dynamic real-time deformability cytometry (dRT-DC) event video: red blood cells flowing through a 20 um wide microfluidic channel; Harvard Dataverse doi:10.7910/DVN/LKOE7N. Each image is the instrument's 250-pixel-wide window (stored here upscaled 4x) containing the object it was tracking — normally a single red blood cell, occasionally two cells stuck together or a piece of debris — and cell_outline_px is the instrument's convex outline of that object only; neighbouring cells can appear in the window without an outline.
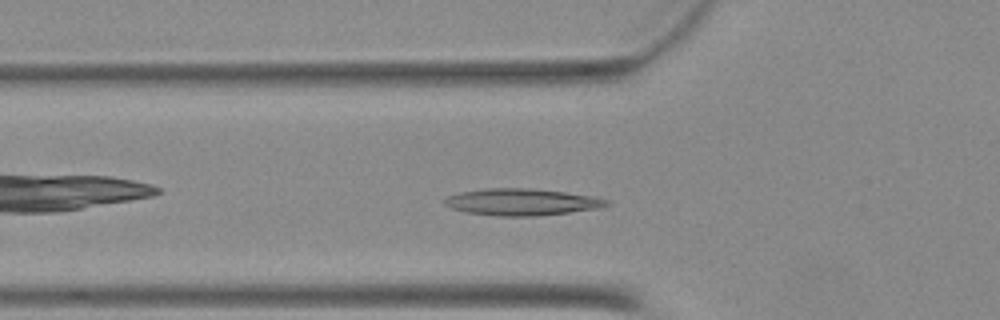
{"species": "Egyptian fruit bat (a non-hibernating species)", "species_latin": "Rousettus aegyptiacus", "temperature_condition": "warm", "stored_images_in_passage": 47, "camera_frame_rate_fps": 3000, "um_per_image_px": 0.085, "animal": {"sex": "female"}, "frame": {"image": 1, "passage_image": 14, "time_ms": 4.333, "image_size_px": [1000, 320], "cell_outline_px": [[608, 204], [600, 208], [536, 216], [496, 216], [468, 212], [452, 208], [444, 204], [444, 200], [448, 196], [460, 192], [488, 188], [532, 188], [564, 192], [592, 196], [608, 200]], "centroid_in_image_um": [44.33, 17.17], "position_along_channel_um": 81.5, "area_um2": 25.03}}
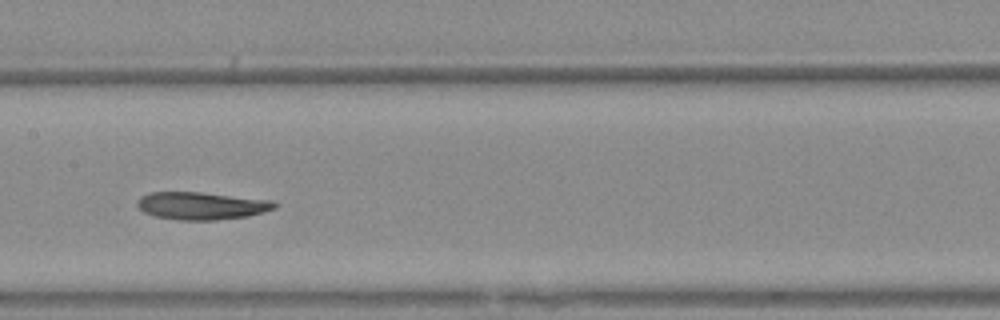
{"frame": {"image": 2, "passage_image": 22, "time_ms": 7.0, "image_size_px": [1000, 320], "cell_outline_px": [[276, 208], [248, 216], [216, 220], [176, 220], [156, 216], [144, 212], [136, 204], [136, 200], [140, 196], [148, 192], [200, 192], [272, 200], [276, 204]], "centroid_in_image_um": [17.09, 17.48], "position_along_channel_um": 190.3, "area_um2": 22.08}}
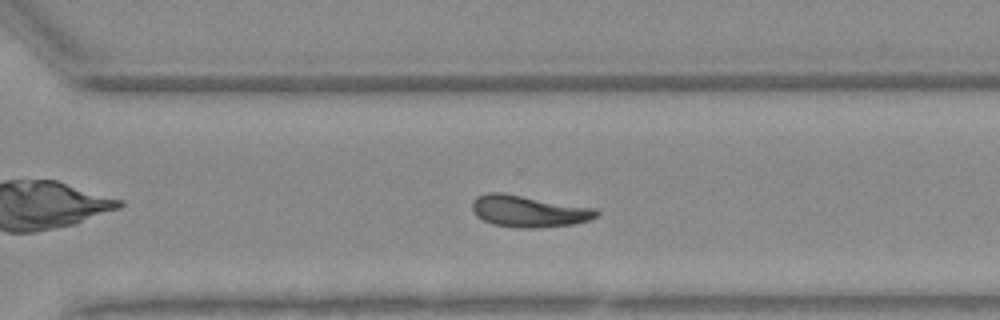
{"frame": {"image": 3, "passage_image": 32, "time_ms": 10.333, "image_size_px": [1000, 320], "cell_outline_px": [[600, 212], [596, 216], [588, 220], [572, 224], [536, 228], [516, 228], [492, 224], [476, 216], [472, 208], [472, 200], [476, 196], [488, 192], [500, 192], [596, 208]], "centroid_in_image_um": [44.9, 17.95], "position_along_channel_um": 325.7, "area_um2": 22.95}}